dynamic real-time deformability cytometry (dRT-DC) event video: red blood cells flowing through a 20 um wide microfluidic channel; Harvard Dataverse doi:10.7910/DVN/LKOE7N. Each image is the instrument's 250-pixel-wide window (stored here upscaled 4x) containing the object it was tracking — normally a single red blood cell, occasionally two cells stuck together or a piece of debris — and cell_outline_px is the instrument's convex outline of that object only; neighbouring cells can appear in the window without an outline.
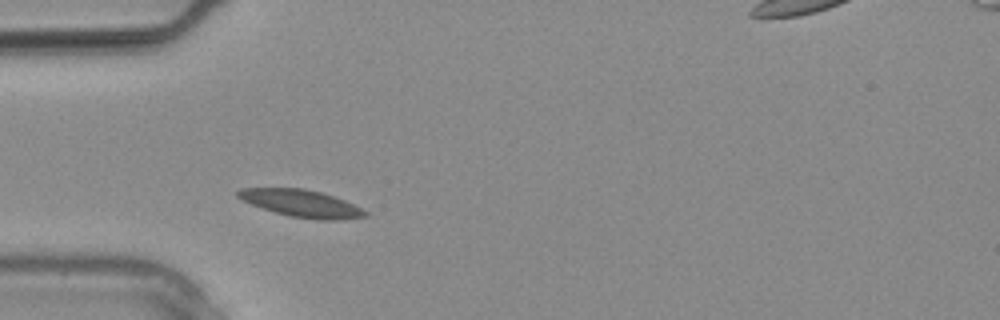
{"species": "common noctule bat (a hibernating species)", "species_latin": "Nyctalus noctula", "temperature_condition": "warm", "stored_images_in_passage": 4, "camera_frame_rate_fps": 3000, "um_per_image_px": 0.085, "animal": {"sex": "male", "body_mass_g": 20.4}, "frame": {"image": 1, "passage_image": 4, "time_ms": 1.0, "image_size_px": [1000, 320], "cell_outline_px": [[368, 216], [336, 220], [316, 220], [288, 216], [252, 204], [236, 196], [236, 192], [240, 188], [304, 188], [320, 192], [344, 200], [368, 212]], "centroid_in_image_um": [25.62, 17.29], "position_along_channel_um": 59.4, "area_um2": 19.94}}